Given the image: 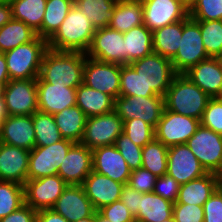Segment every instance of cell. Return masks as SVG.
Here are the masks:
<instances>
[{
	"label": "cell",
	"instance_id": "1",
	"mask_svg": "<svg viewBox=\"0 0 222 222\" xmlns=\"http://www.w3.org/2000/svg\"><path fill=\"white\" fill-rule=\"evenodd\" d=\"M86 53L48 49L39 76L50 84L77 88L83 83Z\"/></svg>",
	"mask_w": 222,
	"mask_h": 222
},
{
	"label": "cell",
	"instance_id": "2",
	"mask_svg": "<svg viewBox=\"0 0 222 222\" xmlns=\"http://www.w3.org/2000/svg\"><path fill=\"white\" fill-rule=\"evenodd\" d=\"M95 31L88 17L73 5L57 31L47 40L48 48L86 53Z\"/></svg>",
	"mask_w": 222,
	"mask_h": 222
},
{
	"label": "cell",
	"instance_id": "3",
	"mask_svg": "<svg viewBox=\"0 0 222 222\" xmlns=\"http://www.w3.org/2000/svg\"><path fill=\"white\" fill-rule=\"evenodd\" d=\"M210 98L185 74H177L164 97L165 108L174 113L201 120Z\"/></svg>",
	"mask_w": 222,
	"mask_h": 222
},
{
	"label": "cell",
	"instance_id": "4",
	"mask_svg": "<svg viewBox=\"0 0 222 222\" xmlns=\"http://www.w3.org/2000/svg\"><path fill=\"white\" fill-rule=\"evenodd\" d=\"M48 49L47 39L37 36L33 41L5 52L10 80L38 78Z\"/></svg>",
	"mask_w": 222,
	"mask_h": 222
},
{
	"label": "cell",
	"instance_id": "5",
	"mask_svg": "<svg viewBox=\"0 0 222 222\" xmlns=\"http://www.w3.org/2000/svg\"><path fill=\"white\" fill-rule=\"evenodd\" d=\"M200 25L189 16L182 20V37L175 57L171 60L177 74H184L199 62L208 59Z\"/></svg>",
	"mask_w": 222,
	"mask_h": 222
},
{
	"label": "cell",
	"instance_id": "6",
	"mask_svg": "<svg viewBox=\"0 0 222 222\" xmlns=\"http://www.w3.org/2000/svg\"><path fill=\"white\" fill-rule=\"evenodd\" d=\"M141 77L147 88L165 97L167 89L177 75L171 60L153 52L129 64Z\"/></svg>",
	"mask_w": 222,
	"mask_h": 222
},
{
	"label": "cell",
	"instance_id": "7",
	"mask_svg": "<svg viewBox=\"0 0 222 222\" xmlns=\"http://www.w3.org/2000/svg\"><path fill=\"white\" fill-rule=\"evenodd\" d=\"M164 109L165 100L162 96H119L114 100V111L123 121L139 118L154 128Z\"/></svg>",
	"mask_w": 222,
	"mask_h": 222
},
{
	"label": "cell",
	"instance_id": "8",
	"mask_svg": "<svg viewBox=\"0 0 222 222\" xmlns=\"http://www.w3.org/2000/svg\"><path fill=\"white\" fill-rule=\"evenodd\" d=\"M207 173L222 174V135L199 126L185 143Z\"/></svg>",
	"mask_w": 222,
	"mask_h": 222
},
{
	"label": "cell",
	"instance_id": "9",
	"mask_svg": "<svg viewBox=\"0 0 222 222\" xmlns=\"http://www.w3.org/2000/svg\"><path fill=\"white\" fill-rule=\"evenodd\" d=\"M73 144V141L62 139L45 147L35 146L30 151L27 180L58 175V169Z\"/></svg>",
	"mask_w": 222,
	"mask_h": 222
},
{
	"label": "cell",
	"instance_id": "10",
	"mask_svg": "<svg viewBox=\"0 0 222 222\" xmlns=\"http://www.w3.org/2000/svg\"><path fill=\"white\" fill-rule=\"evenodd\" d=\"M121 133H123V120L113 110L103 115L87 118L80 143L91 150L114 145L116 138Z\"/></svg>",
	"mask_w": 222,
	"mask_h": 222
},
{
	"label": "cell",
	"instance_id": "11",
	"mask_svg": "<svg viewBox=\"0 0 222 222\" xmlns=\"http://www.w3.org/2000/svg\"><path fill=\"white\" fill-rule=\"evenodd\" d=\"M200 126V120L166 108L155 128V138L166 147L185 144Z\"/></svg>",
	"mask_w": 222,
	"mask_h": 222
},
{
	"label": "cell",
	"instance_id": "12",
	"mask_svg": "<svg viewBox=\"0 0 222 222\" xmlns=\"http://www.w3.org/2000/svg\"><path fill=\"white\" fill-rule=\"evenodd\" d=\"M8 115H33L38 111L37 78L10 80L3 88Z\"/></svg>",
	"mask_w": 222,
	"mask_h": 222
},
{
	"label": "cell",
	"instance_id": "13",
	"mask_svg": "<svg viewBox=\"0 0 222 222\" xmlns=\"http://www.w3.org/2000/svg\"><path fill=\"white\" fill-rule=\"evenodd\" d=\"M86 56L100 62L126 65L123 33L108 26L96 29Z\"/></svg>",
	"mask_w": 222,
	"mask_h": 222
},
{
	"label": "cell",
	"instance_id": "14",
	"mask_svg": "<svg viewBox=\"0 0 222 222\" xmlns=\"http://www.w3.org/2000/svg\"><path fill=\"white\" fill-rule=\"evenodd\" d=\"M121 65L85 58L83 83L114 100L120 95Z\"/></svg>",
	"mask_w": 222,
	"mask_h": 222
},
{
	"label": "cell",
	"instance_id": "15",
	"mask_svg": "<svg viewBox=\"0 0 222 222\" xmlns=\"http://www.w3.org/2000/svg\"><path fill=\"white\" fill-rule=\"evenodd\" d=\"M67 186L68 184L59 175L26 180L25 203L36 211L51 209Z\"/></svg>",
	"mask_w": 222,
	"mask_h": 222
},
{
	"label": "cell",
	"instance_id": "16",
	"mask_svg": "<svg viewBox=\"0 0 222 222\" xmlns=\"http://www.w3.org/2000/svg\"><path fill=\"white\" fill-rule=\"evenodd\" d=\"M143 24L152 32L166 25L185 20L189 9L177 0H141Z\"/></svg>",
	"mask_w": 222,
	"mask_h": 222
},
{
	"label": "cell",
	"instance_id": "17",
	"mask_svg": "<svg viewBox=\"0 0 222 222\" xmlns=\"http://www.w3.org/2000/svg\"><path fill=\"white\" fill-rule=\"evenodd\" d=\"M167 174L180 185L207 174L186 144L168 147Z\"/></svg>",
	"mask_w": 222,
	"mask_h": 222
},
{
	"label": "cell",
	"instance_id": "18",
	"mask_svg": "<svg viewBox=\"0 0 222 222\" xmlns=\"http://www.w3.org/2000/svg\"><path fill=\"white\" fill-rule=\"evenodd\" d=\"M92 170L125 185L128 184L131 174L124 157L115 145L92 150Z\"/></svg>",
	"mask_w": 222,
	"mask_h": 222
},
{
	"label": "cell",
	"instance_id": "19",
	"mask_svg": "<svg viewBox=\"0 0 222 222\" xmlns=\"http://www.w3.org/2000/svg\"><path fill=\"white\" fill-rule=\"evenodd\" d=\"M92 172V150L81 143H74L62 161L58 175L68 185H82Z\"/></svg>",
	"mask_w": 222,
	"mask_h": 222
},
{
	"label": "cell",
	"instance_id": "20",
	"mask_svg": "<svg viewBox=\"0 0 222 222\" xmlns=\"http://www.w3.org/2000/svg\"><path fill=\"white\" fill-rule=\"evenodd\" d=\"M38 111L56 114L76 105V88L54 85L37 78Z\"/></svg>",
	"mask_w": 222,
	"mask_h": 222
},
{
	"label": "cell",
	"instance_id": "21",
	"mask_svg": "<svg viewBox=\"0 0 222 222\" xmlns=\"http://www.w3.org/2000/svg\"><path fill=\"white\" fill-rule=\"evenodd\" d=\"M51 209L69 222L91 217L96 212L82 185H68Z\"/></svg>",
	"mask_w": 222,
	"mask_h": 222
},
{
	"label": "cell",
	"instance_id": "22",
	"mask_svg": "<svg viewBox=\"0 0 222 222\" xmlns=\"http://www.w3.org/2000/svg\"><path fill=\"white\" fill-rule=\"evenodd\" d=\"M0 142L31 151L35 147L33 115H8L1 124Z\"/></svg>",
	"mask_w": 222,
	"mask_h": 222
},
{
	"label": "cell",
	"instance_id": "23",
	"mask_svg": "<svg viewBox=\"0 0 222 222\" xmlns=\"http://www.w3.org/2000/svg\"><path fill=\"white\" fill-rule=\"evenodd\" d=\"M124 185L93 170L82 183L85 194L96 211L120 200Z\"/></svg>",
	"mask_w": 222,
	"mask_h": 222
},
{
	"label": "cell",
	"instance_id": "24",
	"mask_svg": "<svg viewBox=\"0 0 222 222\" xmlns=\"http://www.w3.org/2000/svg\"><path fill=\"white\" fill-rule=\"evenodd\" d=\"M184 74L209 97H222L221 57H209L191 67Z\"/></svg>",
	"mask_w": 222,
	"mask_h": 222
},
{
	"label": "cell",
	"instance_id": "25",
	"mask_svg": "<svg viewBox=\"0 0 222 222\" xmlns=\"http://www.w3.org/2000/svg\"><path fill=\"white\" fill-rule=\"evenodd\" d=\"M30 151L0 142V181L25 185Z\"/></svg>",
	"mask_w": 222,
	"mask_h": 222
},
{
	"label": "cell",
	"instance_id": "26",
	"mask_svg": "<svg viewBox=\"0 0 222 222\" xmlns=\"http://www.w3.org/2000/svg\"><path fill=\"white\" fill-rule=\"evenodd\" d=\"M218 188V174L207 173L203 177L180 185L176 203L204 206Z\"/></svg>",
	"mask_w": 222,
	"mask_h": 222
},
{
	"label": "cell",
	"instance_id": "27",
	"mask_svg": "<svg viewBox=\"0 0 222 222\" xmlns=\"http://www.w3.org/2000/svg\"><path fill=\"white\" fill-rule=\"evenodd\" d=\"M76 105L89 118L113 111L114 99L82 83L76 88Z\"/></svg>",
	"mask_w": 222,
	"mask_h": 222
},
{
	"label": "cell",
	"instance_id": "28",
	"mask_svg": "<svg viewBox=\"0 0 222 222\" xmlns=\"http://www.w3.org/2000/svg\"><path fill=\"white\" fill-rule=\"evenodd\" d=\"M142 24L143 7L141 0H117L108 27L124 33Z\"/></svg>",
	"mask_w": 222,
	"mask_h": 222
},
{
	"label": "cell",
	"instance_id": "29",
	"mask_svg": "<svg viewBox=\"0 0 222 222\" xmlns=\"http://www.w3.org/2000/svg\"><path fill=\"white\" fill-rule=\"evenodd\" d=\"M173 216V203L154 192L141 193L138 214L134 217L139 222H162Z\"/></svg>",
	"mask_w": 222,
	"mask_h": 222
},
{
	"label": "cell",
	"instance_id": "30",
	"mask_svg": "<svg viewBox=\"0 0 222 222\" xmlns=\"http://www.w3.org/2000/svg\"><path fill=\"white\" fill-rule=\"evenodd\" d=\"M53 117L63 139L80 143L87 116L77 105L66 108Z\"/></svg>",
	"mask_w": 222,
	"mask_h": 222
},
{
	"label": "cell",
	"instance_id": "31",
	"mask_svg": "<svg viewBox=\"0 0 222 222\" xmlns=\"http://www.w3.org/2000/svg\"><path fill=\"white\" fill-rule=\"evenodd\" d=\"M12 18L31 27L42 38V22L47 0H8Z\"/></svg>",
	"mask_w": 222,
	"mask_h": 222
},
{
	"label": "cell",
	"instance_id": "32",
	"mask_svg": "<svg viewBox=\"0 0 222 222\" xmlns=\"http://www.w3.org/2000/svg\"><path fill=\"white\" fill-rule=\"evenodd\" d=\"M126 64L153 53L152 31L144 24L123 33Z\"/></svg>",
	"mask_w": 222,
	"mask_h": 222
},
{
	"label": "cell",
	"instance_id": "33",
	"mask_svg": "<svg viewBox=\"0 0 222 222\" xmlns=\"http://www.w3.org/2000/svg\"><path fill=\"white\" fill-rule=\"evenodd\" d=\"M182 37V20L152 32L153 51L172 60L178 52Z\"/></svg>",
	"mask_w": 222,
	"mask_h": 222
},
{
	"label": "cell",
	"instance_id": "34",
	"mask_svg": "<svg viewBox=\"0 0 222 222\" xmlns=\"http://www.w3.org/2000/svg\"><path fill=\"white\" fill-rule=\"evenodd\" d=\"M37 33L20 20L11 19L0 28V53L10 51L17 46L29 43Z\"/></svg>",
	"mask_w": 222,
	"mask_h": 222
},
{
	"label": "cell",
	"instance_id": "35",
	"mask_svg": "<svg viewBox=\"0 0 222 222\" xmlns=\"http://www.w3.org/2000/svg\"><path fill=\"white\" fill-rule=\"evenodd\" d=\"M116 2L117 0H74V5L98 29L109 26Z\"/></svg>",
	"mask_w": 222,
	"mask_h": 222
},
{
	"label": "cell",
	"instance_id": "36",
	"mask_svg": "<svg viewBox=\"0 0 222 222\" xmlns=\"http://www.w3.org/2000/svg\"><path fill=\"white\" fill-rule=\"evenodd\" d=\"M74 0H47L42 22V38L49 39L66 18Z\"/></svg>",
	"mask_w": 222,
	"mask_h": 222
},
{
	"label": "cell",
	"instance_id": "37",
	"mask_svg": "<svg viewBox=\"0 0 222 222\" xmlns=\"http://www.w3.org/2000/svg\"><path fill=\"white\" fill-rule=\"evenodd\" d=\"M168 147L154 138L142 148V168L156 177L167 174Z\"/></svg>",
	"mask_w": 222,
	"mask_h": 222
},
{
	"label": "cell",
	"instance_id": "38",
	"mask_svg": "<svg viewBox=\"0 0 222 222\" xmlns=\"http://www.w3.org/2000/svg\"><path fill=\"white\" fill-rule=\"evenodd\" d=\"M35 146H48L62 140L52 114L36 111L33 114Z\"/></svg>",
	"mask_w": 222,
	"mask_h": 222
},
{
	"label": "cell",
	"instance_id": "39",
	"mask_svg": "<svg viewBox=\"0 0 222 222\" xmlns=\"http://www.w3.org/2000/svg\"><path fill=\"white\" fill-rule=\"evenodd\" d=\"M25 203L24 186L12 181H0V219Z\"/></svg>",
	"mask_w": 222,
	"mask_h": 222
},
{
	"label": "cell",
	"instance_id": "40",
	"mask_svg": "<svg viewBox=\"0 0 222 222\" xmlns=\"http://www.w3.org/2000/svg\"><path fill=\"white\" fill-rule=\"evenodd\" d=\"M119 96H159L147 88L138 73L129 65H121Z\"/></svg>",
	"mask_w": 222,
	"mask_h": 222
},
{
	"label": "cell",
	"instance_id": "41",
	"mask_svg": "<svg viewBox=\"0 0 222 222\" xmlns=\"http://www.w3.org/2000/svg\"><path fill=\"white\" fill-rule=\"evenodd\" d=\"M200 25L201 36L209 57H222V20H195Z\"/></svg>",
	"mask_w": 222,
	"mask_h": 222
},
{
	"label": "cell",
	"instance_id": "42",
	"mask_svg": "<svg viewBox=\"0 0 222 222\" xmlns=\"http://www.w3.org/2000/svg\"><path fill=\"white\" fill-rule=\"evenodd\" d=\"M123 133L142 148L155 138V128L139 118L123 121Z\"/></svg>",
	"mask_w": 222,
	"mask_h": 222
},
{
	"label": "cell",
	"instance_id": "43",
	"mask_svg": "<svg viewBox=\"0 0 222 222\" xmlns=\"http://www.w3.org/2000/svg\"><path fill=\"white\" fill-rule=\"evenodd\" d=\"M193 20H222V0H195L189 8Z\"/></svg>",
	"mask_w": 222,
	"mask_h": 222
},
{
	"label": "cell",
	"instance_id": "44",
	"mask_svg": "<svg viewBox=\"0 0 222 222\" xmlns=\"http://www.w3.org/2000/svg\"><path fill=\"white\" fill-rule=\"evenodd\" d=\"M114 145L124 157L131 171L142 167V147L134 144L125 133H121L116 138Z\"/></svg>",
	"mask_w": 222,
	"mask_h": 222
},
{
	"label": "cell",
	"instance_id": "45",
	"mask_svg": "<svg viewBox=\"0 0 222 222\" xmlns=\"http://www.w3.org/2000/svg\"><path fill=\"white\" fill-rule=\"evenodd\" d=\"M200 125L222 135V97L209 99Z\"/></svg>",
	"mask_w": 222,
	"mask_h": 222
},
{
	"label": "cell",
	"instance_id": "46",
	"mask_svg": "<svg viewBox=\"0 0 222 222\" xmlns=\"http://www.w3.org/2000/svg\"><path fill=\"white\" fill-rule=\"evenodd\" d=\"M156 175L144 168L131 171L128 185L141 193H151L154 191Z\"/></svg>",
	"mask_w": 222,
	"mask_h": 222
},
{
	"label": "cell",
	"instance_id": "47",
	"mask_svg": "<svg viewBox=\"0 0 222 222\" xmlns=\"http://www.w3.org/2000/svg\"><path fill=\"white\" fill-rule=\"evenodd\" d=\"M175 222H203L204 208L194 204L173 203Z\"/></svg>",
	"mask_w": 222,
	"mask_h": 222
},
{
	"label": "cell",
	"instance_id": "48",
	"mask_svg": "<svg viewBox=\"0 0 222 222\" xmlns=\"http://www.w3.org/2000/svg\"><path fill=\"white\" fill-rule=\"evenodd\" d=\"M180 184L168 174L157 177L154 185V193L172 203L177 202Z\"/></svg>",
	"mask_w": 222,
	"mask_h": 222
},
{
	"label": "cell",
	"instance_id": "49",
	"mask_svg": "<svg viewBox=\"0 0 222 222\" xmlns=\"http://www.w3.org/2000/svg\"><path fill=\"white\" fill-rule=\"evenodd\" d=\"M98 212L111 222H135L134 216L121 200L102 207Z\"/></svg>",
	"mask_w": 222,
	"mask_h": 222
},
{
	"label": "cell",
	"instance_id": "50",
	"mask_svg": "<svg viewBox=\"0 0 222 222\" xmlns=\"http://www.w3.org/2000/svg\"><path fill=\"white\" fill-rule=\"evenodd\" d=\"M203 222H222V193L217 188L204 203Z\"/></svg>",
	"mask_w": 222,
	"mask_h": 222
},
{
	"label": "cell",
	"instance_id": "51",
	"mask_svg": "<svg viewBox=\"0 0 222 222\" xmlns=\"http://www.w3.org/2000/svg\"><path fill=\"white\" fill-rule=\"evenodd\" d=\"M37 211L24 203L11 214L0 219V222H36Z\"/></svg>",
	"mask_w": 222,
	"mask_h": 222
},
{
	"label": "cell",
	"instance_id": "52",
	"mask_svg": "<svg viewBox=\"0 0 222 222\" xmlns=\"http://www.w3.org/2000/svg\"><path fill=\"white\" fill-rule=\"evenodd\" d=\"M141 192L132 189L128 184L124 185L120 200L130 210L135 217L138 214Z\"/></svg>",
	"mask_w": 222,
	"mask_h": 222
},
{
	"label": "cell",
	"instance_id": "53",
	"mask_svg": "<svg viewBox=\"0 0 222 222\" xmlns=\"http://www.w3.org/2000/svg\"><path fill=\"white\" fill-rule=\"evenodd\" d=\"M36 222H69L53 209H42L37 211Z\"/></svg>",
	"mask_w": 222,
	"mask_h": 222
},
{
	"label": "cell",
	"instance_id": "54",
	"mask_svg": "<svg viewBox=\"0 0 222 222\" xmlns=\"http://www.w3.org/2000/svg\"><path fill=\"white\" fill-rule=\"evenodd\" d=\"M12 19L11 5L8 0H0V28Z\"/></svg>",
	"mask_w": 222,
	"mask_h": 222
},
{
	"label": "cell",
	"instance_id": "55",
	"mask_svg": "<svg viewBox=\"0 0 222 222\" xmlns=\"http://www.w3.org/2000/svg\"><path fill=\"white\" fill-rule=\"evenodd\" d=\"M10 81L4 53H0V86L3 88Z\"/></svg>",
	"mask_w": 222,
	"mask_h": 222
},
{
	"label": "cell",
	"instance_id": "56",
	"mask_svg": "<svg viewBox=\"0 0 222 222\" xmlns=\"http://www.w3.org/2000/svg\"><path fill=\"white\" fill-rule=\"evenodd\" d=\"M8 116L3 95H0V121L2 122Z\"/></svg>",
	"mask_w": 222,
	"mask_h": 222
},
{
	"label": "cell",
	"instance_id": "57",
	"mask_svg": "<svg viewBox=\"0 0 222 222\" xmlns=\"http://www.w3.org/2000/svg\"><path fill=\"white\" fill-rule=\"evenodd\" d=\"M95 222H111V221L106 219L98 211H96L95 212Z\"/></svg>",
	"mask_w": 222,
	"mask_h": 222
},
{
	"label": "cell",
	"instance_id": "58",
	"mask_svg": "<svg viewBox=\"0 0 222 222\" xmlns=\"http://www.w3.org/2000/svg\"><path fill=\"white\" fill-rule=\"evenodd\" d=\"M185 5L188 9L192 6L195 0H177Z\"/></svg>",
	"mask_w": 222,
	"mask_h": 222
},
{
	"label": "cell",
	"instance_id": "59",
	"mask_svg": "<svg viewBox=\"0 0 222 222\" xmlns=\"http://www.w3.org/2000/svg\"><path fill=\"white\" fill-rule=\"evenodd\" d=\"M76 222H95V214L91 217H87V218H84V219H80Z\"/></svg>",
	"mask_w": 222,
	"mask_h": 222
},
{
	"label": "cell",
	"instance_id": "60",
	"mask_svg": "<svg viewBox=\"0 0 222 222\" xmlns=\"http://www.w3.org/2000/svg\"><path fill=\"white\" fill-rule=\"evenodd\" d=\"M218 189L222 193V174L218 175Z\"/></svg>",
	"mask_w": 222,
	"mask_h": 222
},
{
	"label": "cell",
	"instance_id": "61",
	"mask_svg": "<svg viewBox=\"0 0 222 222\" xmlns=\"http://www.w3.org/2000/svg\"><path fill=\"white\" fill-rule=\"evenodd\" d=\"M162 222H175V221H174L173 216H172L171 218L163 220Z\"/></svg>",
	"mask_w": 222,
	"mask_h": 222
},
{
	"label": "cell",
	"instance_id": "62",
	"mask_svg": "<svg viewBox=\"0 0 222 222\" xmlns=\"http://www.w3.org/2000/svg\"><path fill=\"white\" fill-rule=\"evenodd\" d=\"M2 94V87L0 86V95Z\"/></svg>",
	"mask_w": 222,
	"mask_h": 222
},
{
	"label": "cell",
	"instance_id": "63",
	"mask_svg": "<svg viewBox=\"0 0 222 222\" xmlns=\"http://www.w3.org/2000/svg\"><path fill=\"white\" fill-rule=\"evenodd\" d=\"M1 124H2V122L0 121V135H1Z\"/></svg>",
	"mask_w": 222,
	"mask_h": 222
}]
</instances>
